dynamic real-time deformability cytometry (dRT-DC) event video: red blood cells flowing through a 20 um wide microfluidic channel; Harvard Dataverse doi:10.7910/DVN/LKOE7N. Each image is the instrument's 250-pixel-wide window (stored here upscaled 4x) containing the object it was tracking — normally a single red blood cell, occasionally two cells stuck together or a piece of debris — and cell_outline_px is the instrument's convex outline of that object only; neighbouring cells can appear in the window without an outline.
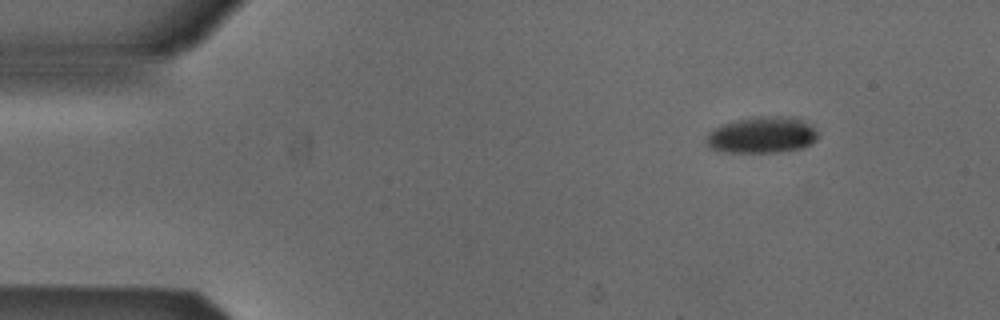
{"species": "Egyptian fruit bat (a non-hibernating species)", "species_latin": "Rousettus aegyptiacus", "temperature_condition": "cold", "stored_images_in_passage": 47, "camera_frame_rate_fps": 3000, "um_per_image_px": 0.085, "animal": {"sex": "male"}, "frame": {"image": 1, "passage_image": 1, "time_ms": 0.0, "image_size_px": [1000, 320], "cell_outline_px": [[820, 136], [812, 144], [800, 148], [776, 152], [716, 152], [708, 148], [704, 140], [712, 128], [724, 124], [740, 120], [760, 116], [772, 116], [800, 120], [808, 124], [820, 132]], "centroid_in_image_um": [64.72, 11.51], "position_along_channel_um": 20.3, "area_um2": 23.58}}
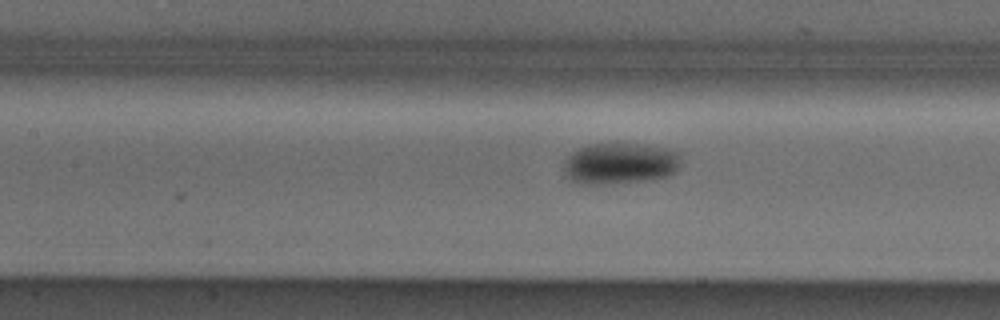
{"frame": {"image": 2, "passage_image": 18, "time_ms": 5.667, "image_size_px": [1000, 320], "cell_outline_px": [[680, 164], [676, 172], [668, 176], [648, 180], [608, 184], [580, 184], [564, 176], [564, 160], [572, 152], [580, 148], [592, 144], [648, 144], [664, 148], [676, 152], [680, 160]], "centroid_in_image_um": [52.68, 13.91], "position_along_channel_um": 154.7, "area_um2": 28.26}}
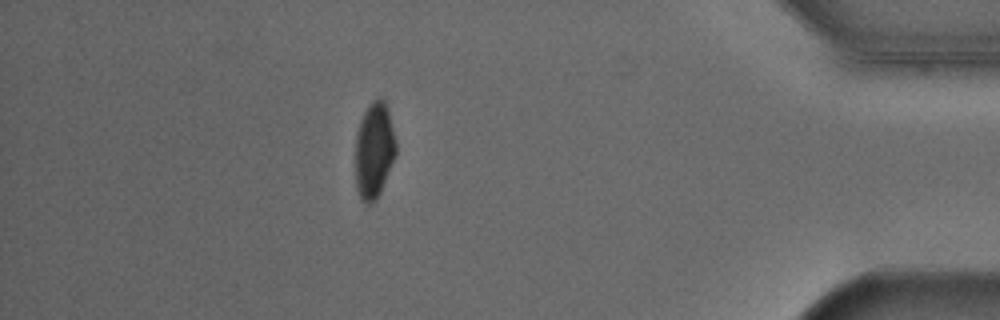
{"frame": {"image": 3, "passage_image": 41, "time_ms": 13.333, "image_size_px": [1000, 320], "cell_outline_px": [[396, 152], [380, 192], [372, 204], [364, 204], [360, 200], [356, 188], [356, 136], [360, 120], [368, 104], [376, 96], [380, 96], [384, 100], [388, 108], [396, 144]], "centroid_in_image_um": [31.78, 12.75], "position_along_channel_um": 403.4, "area_um2": 22.72}, "authors_computed_cell_mechanics": {"area_um2": 24.9118, "velocity_mm_per_s": 3.8786, "shape_relaxation_time_tau1_ms": 3.1146, "shape_relaxation_time_tau2_ms": null, "deformation_change_tau1": 0.0959, "deformation_change_tau2": null}}